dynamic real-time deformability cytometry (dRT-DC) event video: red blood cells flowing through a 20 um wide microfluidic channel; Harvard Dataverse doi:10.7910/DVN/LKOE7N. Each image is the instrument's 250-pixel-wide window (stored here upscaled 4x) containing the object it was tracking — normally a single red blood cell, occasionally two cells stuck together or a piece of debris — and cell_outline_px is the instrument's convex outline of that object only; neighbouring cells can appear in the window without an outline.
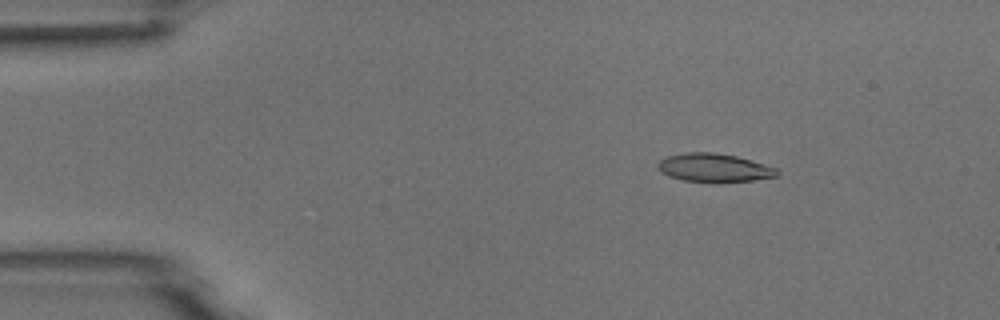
{"species": "common noctule bat (a hibernating species)", "species_latin": "Nyctalus noctula", "temperature_condition": "room temperature", "stored_images_in_passage": 4, "camera_frame_rate_fps": 3000, "um_per_image_px": 0.085, "animal": {"sex": "male", "body_mass_g": 18.8}, "frame": {"image": 1, "passage_image": 3, "time_ms": 2.333, "image_size_px": [1000, 320], "cell_outline_px": [[780, 172], [776, 176], [752, 180], [720, 184], [712, 184], [684, 180], [668, 176], [660, 172], [656, 168], [656, 164], [664, 156], [684, 152], [712, 152], [736, 156], [752, 160], [776, 168]], "centroid_in_image_um": [60.64, 14.28], "position_along_channel_um": 24.4, "area_um2": 20.4}}